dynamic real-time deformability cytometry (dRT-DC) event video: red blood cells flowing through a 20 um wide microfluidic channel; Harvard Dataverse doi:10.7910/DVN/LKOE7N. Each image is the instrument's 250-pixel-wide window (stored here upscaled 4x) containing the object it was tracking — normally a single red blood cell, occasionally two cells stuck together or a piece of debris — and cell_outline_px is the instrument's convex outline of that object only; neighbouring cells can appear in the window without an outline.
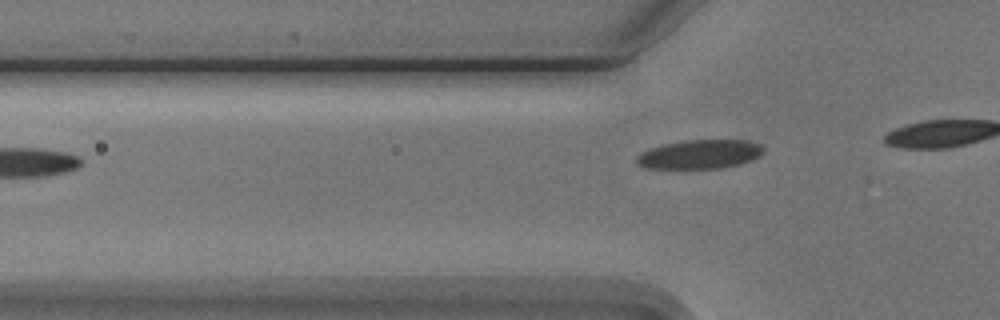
{"species": "Egyptian fruit bat (a non-hibernating species)", "species_latin": "Rousettus aegyptiacus", "temperature_condition": "cold", "stored_images_in_passage": 4, "camera_frame_rate_fps": 3000, "um_per_image_px": 0.085, "animal": {"sex": "male"}, "frame": {"image": 1, "passage_image": 4, "time_ms": 3.667, "image_size_px": [1000, 320], "cell_outline_px": [[764, 152], [760, 156], [752, 160], [740, 164], [720, 168], [644, 168], [636, 160], [636, 156], [640, 152], [664, 144], [684, 140], [744, 140], [760, 144], [764, 148]], "centroid_in_image_um": [59.51, 13.11], "position_along_channel_um": 66.3, "area_um2": 21.39}}